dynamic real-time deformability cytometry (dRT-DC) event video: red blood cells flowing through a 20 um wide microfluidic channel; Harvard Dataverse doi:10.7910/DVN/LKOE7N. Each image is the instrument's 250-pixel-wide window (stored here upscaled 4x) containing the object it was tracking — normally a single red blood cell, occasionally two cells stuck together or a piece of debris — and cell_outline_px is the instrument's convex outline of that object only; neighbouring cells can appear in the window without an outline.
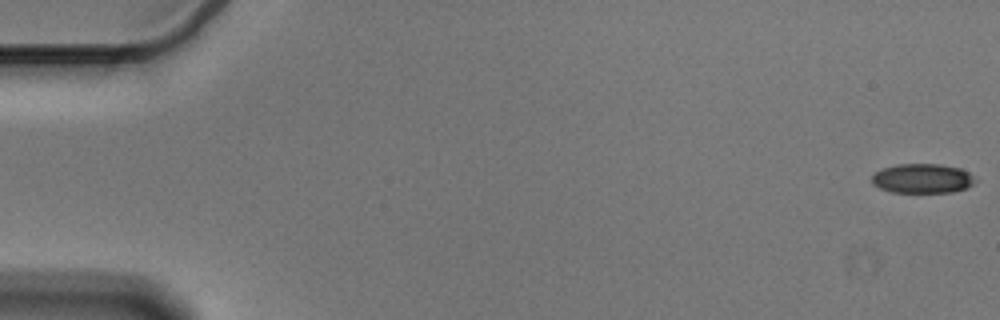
{"species": "Egyptian fruit bat (a non-hibernating species)", "species_latin": "Rousettus aegyptiacus", "temperature_condition": "cold", "stored_images_in_passage": 57, "camera_frame_rate_fps": 3000, "um_per_image_px": 0.085, "animal": {"sex": "male"}, "frame": {"image": 1, "passage_image": 1, "time_ms": 0.0, "image_size_px": [1000, 320], "cell_outline_px": [[976, 180], [968, 188], [952, 192], [892, 192], [880, 188], [872, 184], [872, 176], [880, 168], [896, 164], [940, 164], [960, 168], [968, 172]], "centroid_in_image_um": [78.39, 15.16], "position_along_channel_um": 6.6, "area_um2": 17.8}}
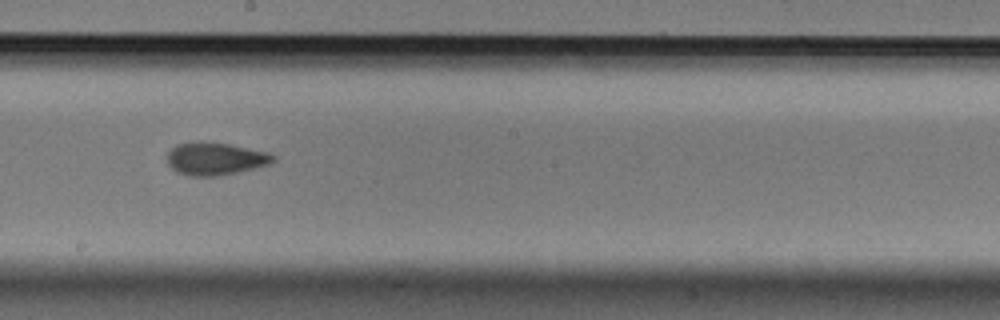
{"frame": {"image": 2, "passage_image": 32, "time_ms": 10.333, "image_size_px": [1000, 320], "cell_outline_px": [[276, 160], [272, 164], [256, 168], [220, 176], [188, 176], [176, 172], [168, 164], [168, 152], [176, 144], [192, 140], [200, 140], [232, 144], [268, 152], [276, 156]], "centroid_in_image_um": [18.32, 13.47], "position_along_channel_um": 229.9, "area_um2": 20.81}}
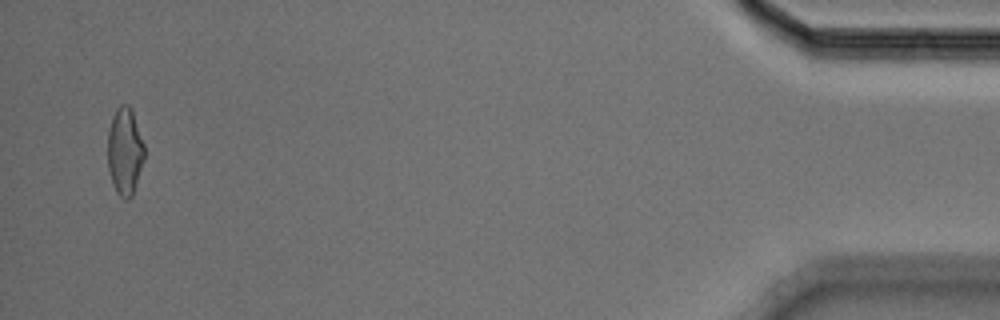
{"frame": {"image": 3, "passage_image": 55, "time_ms": 18.0, "image_size_px": [1000, 320], "cell_outline_px": [[144, 160], [132, 196], [128, 200], [124, 200], [116, 192], [112, 184], [108, 168], [108, 128], [112, 116], [116, 108], [120, 104], [128, 104], [132, 108], [144, 144]], "centroid_in_image_um": [10.6, 12.85], "position_along_channel_um": 424.6, "area_um2": 18.96}, "authors_computed_cell_mechanics": {"area_um2": 19.4208, "velocity_mm_per_s": 3.5897, "shape_relaxation_time_tau1_ms": 6.0808, "shape_relaxation_time_tau2_ms": 2.2847, "deformation_change_tau1": 0.1374, "deformation_change_tau2": 0.0987}}